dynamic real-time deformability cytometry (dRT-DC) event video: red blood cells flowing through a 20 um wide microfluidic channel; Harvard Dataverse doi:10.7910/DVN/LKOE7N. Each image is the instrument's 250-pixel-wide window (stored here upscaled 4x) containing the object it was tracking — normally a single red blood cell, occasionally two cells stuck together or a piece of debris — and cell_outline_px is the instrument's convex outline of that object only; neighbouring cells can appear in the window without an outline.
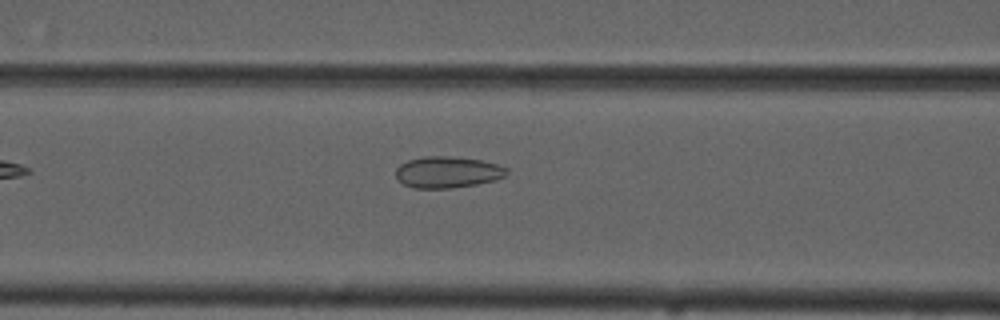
{"species": "common noctule bat (a hibernating species)", "species_latin": "Nyctalus noctula", "temperature_condition": "cold", "stored_images_in_passage": 34, "camera_frame_rate_fps": 3000, "um_per_image_px": 0.085, "animal": {"sex": "male", "forearm_length_mm": 52.5}, "frame": {"image": 1, "passage_image": 7, "time_ms": 2.0, "image_size_px": [1000, 320], "cell_outline_px": [[508, 172], [504, 176], [496, 180], [476, 184], [452, 188], [412, 188], [404, 184], [396, 176], [396, 168], [400, 164], [408, 160], [424, 156], [448, 156], [480, 160], [496, 164], [508, 168]], "centroid_in_image_um": [38.03, 14.63], "position_along_channel_um": 128.6, "area_um2": 20.23}}
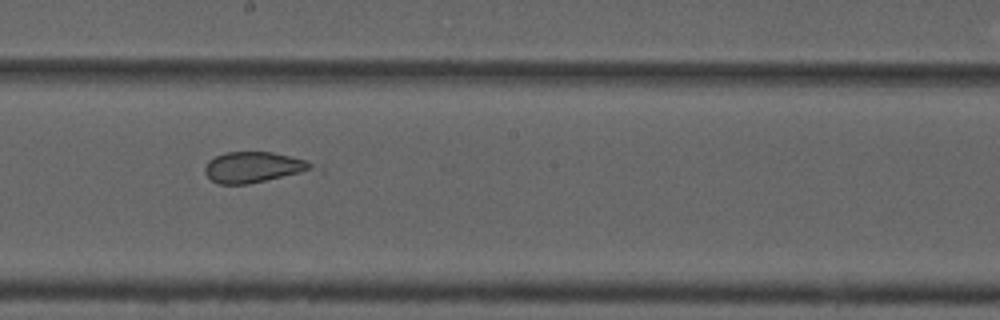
{"frame": {"image": 2, "passage_image": 15, "time_ms": 4.667, "image_size_px": [1000, 320], "cell_outline_px": [[324, 172], [248, 184], [216, 184], [204, 172], [204, 168], [208, 160], [216, 156], [228, 152], [272, 152], [304, 160], [320, 168]], "centroid_in_image_um": [21.75, 14.26], "position_along_channel_um": 226.5, "area_um2": 20.23}}
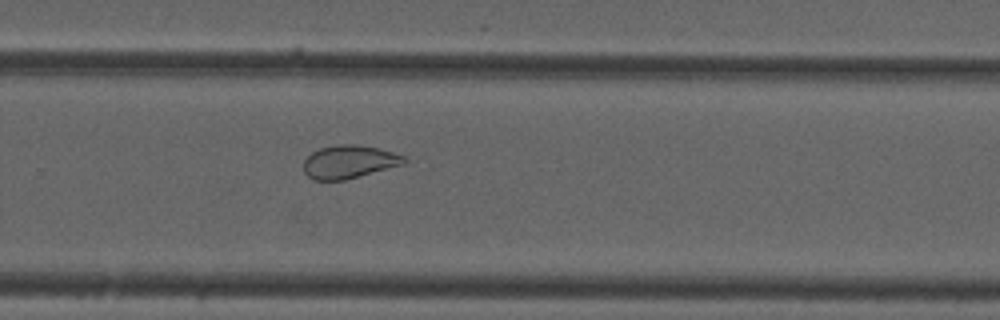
{"frame": {"image": 3, "passage_image": 21, "time_ms": 6.667, "image_size_px": [1000, 320], "cell_outline_px": [[408, 160], [404, 164], [344, 180], [312, 180], [304, 172], [304, 160], [312, 152], [320, 148], [340, 144], [356, 144], [380, 148], [404, 156]], "centroid_in_image_um": [29.67, 13.75], "position_along_channel_um": 300.1, "area_um2": 19.36}, "authors_computed_cell_mechanics": {"area_um2": 20.2011, "velocity_mm_per_s": 3.69, "shape_relaxation_time_tau1_ms": null, "shape_relaxation_time_tau2_ms": 1.3714, "deformation_change_tau1": null, "deformation_change_tau2": 0.0626}}